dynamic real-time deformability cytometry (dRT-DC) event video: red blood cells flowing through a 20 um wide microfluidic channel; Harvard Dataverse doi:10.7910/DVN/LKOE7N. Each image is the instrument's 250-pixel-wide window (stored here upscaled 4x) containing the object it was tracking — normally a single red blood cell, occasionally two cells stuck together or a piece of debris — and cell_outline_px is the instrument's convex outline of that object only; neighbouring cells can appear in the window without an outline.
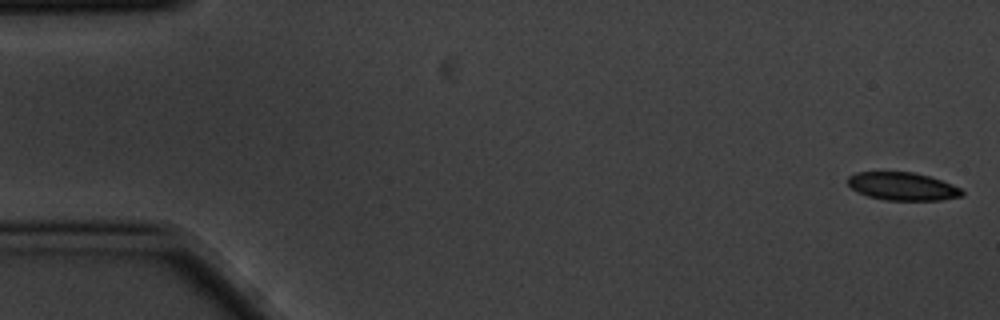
{"species": "common noctule bat (a hibernating species)", "species_latin": "Nyctalus noctula", "temperature_condition": "cold", "stored_images_in_passage": 4, "camera_frame_rate_fps": 3000, "um_per_image_px": 0.085, "animal": {"sex": "male", "body_mass_g": 20.1, "forearm_length_mm": 53.5}, "frame": {"image": 1, "passage_image": 1, "time_ms": 0.0, "image_size_px": [1000, 320], "cell_outline_px": [[964, 196], [940, 200], [884, 200], [868, 196], [856, 192], [848, 184], [848, 176], [856, 172], [912, 172], [928, 176], [952, 184], [960, 188], [964, 192]], "centroid_in_image_um": [76.71, 15.84], "position_along_channel_um": 8.3, "area_um2": 18.61}}